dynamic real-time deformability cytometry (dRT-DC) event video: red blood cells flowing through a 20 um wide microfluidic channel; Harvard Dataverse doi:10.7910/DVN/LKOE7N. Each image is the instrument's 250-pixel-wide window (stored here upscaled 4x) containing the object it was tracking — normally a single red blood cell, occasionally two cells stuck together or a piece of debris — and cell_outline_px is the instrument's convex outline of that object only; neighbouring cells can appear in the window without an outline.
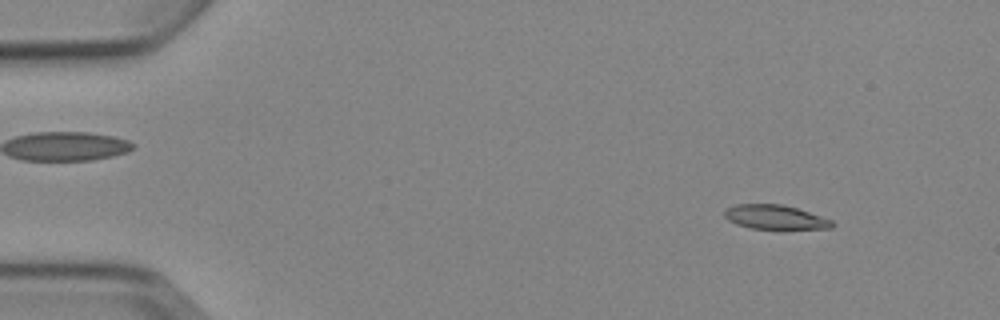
{"species": "Egyptian fruit bat (a non-hibernating species)", "species_latin": "Rousettus aegyptiacus", "temperature_condition": "cold", "stored_images_in_passage": 4, "camera_frame_rate_fps": 3000, "um_per_image_px": 0.085, "animal": {"sex": "female"}, "frame": {"image": 1, "passage_image": 1, "time_ms": 0.0, "image_size_px": [1000, 320], "cell_outline_px": [[836, 224], [832, 228], [784, 232], [752, 228], [736, 224], [728, 220], [724, 216], [724, 208], [736, 204], [780, 204], [796, 208], [832, 220]], "centroid_in_image_um": [65.93, 18.52], "position_along_channel_um": 19.1, "area_um2": 16.13}}
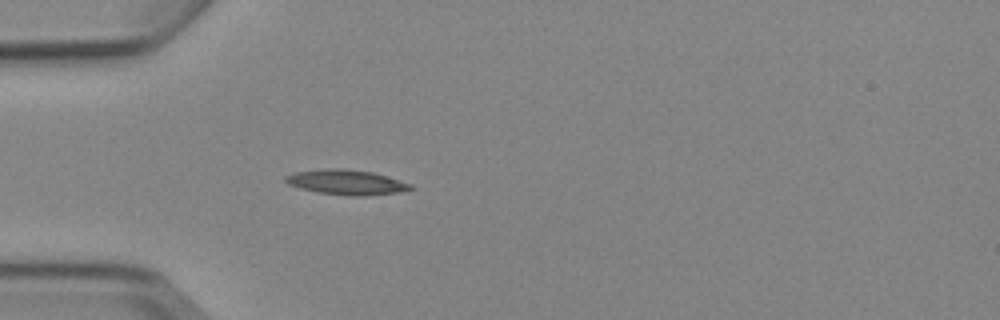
{"frame": {"image": 2, "passage_image": 4, "time_ms": 3.333, "image_size_px": [1000, 320], "cell_outline_px": [[412, 188], [400, 192], [360, 196], [352, 196], [316, 192], [300, 188], [288, 184], [284, 180], [284, 176], [296, 172], [332, 168], [344, 168], [372, 172], [412, 184]], "centroid_in_image_um": [29.41, 15.49], "position_along_channel_um": 55.6, "area_um2": 17.98}}